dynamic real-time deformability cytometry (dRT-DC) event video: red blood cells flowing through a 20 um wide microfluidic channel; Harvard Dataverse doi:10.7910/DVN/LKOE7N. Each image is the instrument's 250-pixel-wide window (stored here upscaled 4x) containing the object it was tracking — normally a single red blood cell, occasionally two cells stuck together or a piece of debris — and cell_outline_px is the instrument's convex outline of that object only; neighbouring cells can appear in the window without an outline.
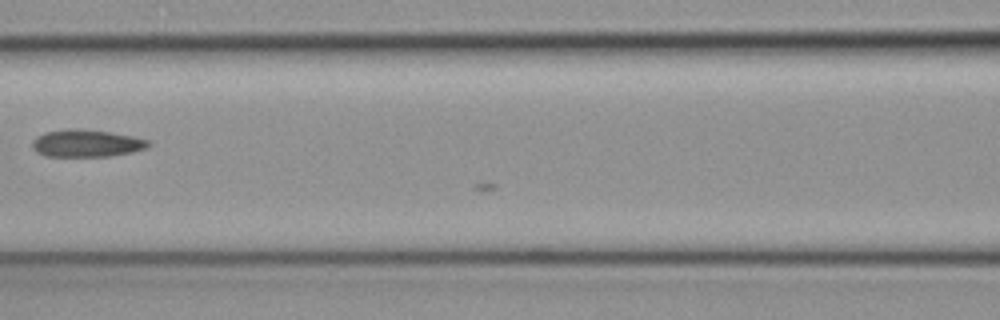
{"species": "common noctule bat (a hibernating species)", "species_latin": "Nyctalus noctula", "temperature_condition": "cold", "stored_images_in_passage": 12, "camera_frame_rate_fps": 3000, "um_per_image_px": 0.085, "animal": {"sex": "female", "body_mass_g": 19.3, "forearm_length_mm": 54.1}, "frame": {"image": 1, "passage_image": 10, "time_ms": 3.0, "image_size_px": [1000, 320], "cell_outline_px": [[152, 144], [148, 148], [132, 152], [108, 156], [44, 156], [36, 152], [32, 148], [32, 140], [36, 136], [44, 132], [64, 128], [76, 128], [112, 132], [132, 136], [148, 140]], "centroid_in_image_um": [7.33, 12.17], "position_along_channel_um": 159.3, "area_um2": 18.79}}